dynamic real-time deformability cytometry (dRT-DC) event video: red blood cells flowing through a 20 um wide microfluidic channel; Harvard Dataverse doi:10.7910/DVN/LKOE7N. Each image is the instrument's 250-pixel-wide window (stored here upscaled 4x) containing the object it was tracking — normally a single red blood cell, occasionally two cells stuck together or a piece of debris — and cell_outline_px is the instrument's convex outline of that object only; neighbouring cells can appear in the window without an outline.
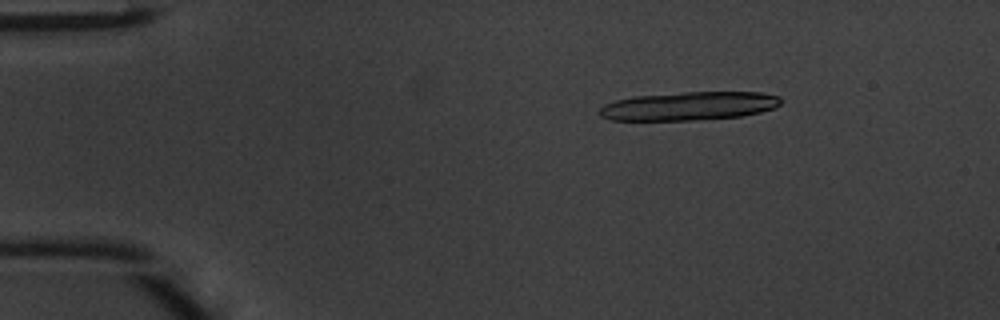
{"species": "common noctule bat (a hibernating species)", "species_latin": "Nyctalus noctula", "temperature_condition": "warm", "stored_images_in_passage": 12, "camera_frame_rate_fps": 3000, "um_per_image_px": 0.085, "animal": {"sex": "male", "body_mass_g": 20.1, "forearm_length_mm": 53.5}, "frame": {"image": 1, "passage_image": 1, "time_ms": 0.0, "image_size_px": [1000, 320], "cell_outline_px": [[780, 104], [772, 108], [760, 112], [740, 116], [692, 120], [608, 120], [600, 116], [600, 108], [604, 104], [616, 100], [632, 96], [684, 92], [760, 92], [780, 96]], "centroid_in_image_um": [58.52, 9.0], "position_along_channel_um": 26.5, "area_um2": 30.06}}